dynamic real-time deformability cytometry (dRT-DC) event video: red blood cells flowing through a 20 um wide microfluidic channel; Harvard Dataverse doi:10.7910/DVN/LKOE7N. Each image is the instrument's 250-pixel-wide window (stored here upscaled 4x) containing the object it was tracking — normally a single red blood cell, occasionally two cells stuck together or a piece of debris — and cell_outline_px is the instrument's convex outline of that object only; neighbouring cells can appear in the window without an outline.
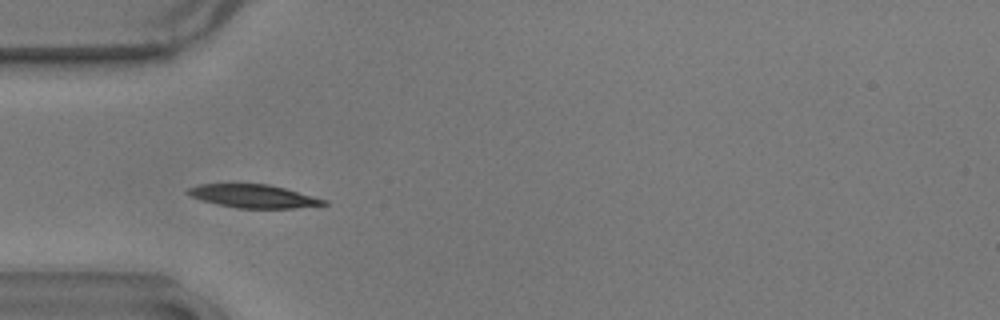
{"species": "common noctule bat (a hibernating species)", "species_latin": "Nyctalus noctula", "temperature_condition": "warm", "stored_images_in_passage": 52, "camera_frame_rate_fps": 3000, "um_per_image_px": 0.085, "animal": {"sex": "male", "body_mass_g": 17.9}, "frame": {"image": 1, "passage_image": 13, "time_ms": 4.0, "image_size_px": [1000, 320], "cell_outline_px": [[328, 204], [296, 208], [236, 208], [200, 200], [188, 196], [184, 192], [188, 188], [200, 184], [268, 184], [284, 188], [328, 200]], "centroid_in_image_um": [21.51, 16.68], "position_along_channel_um": 63.5, "area_um2": 18.44}}
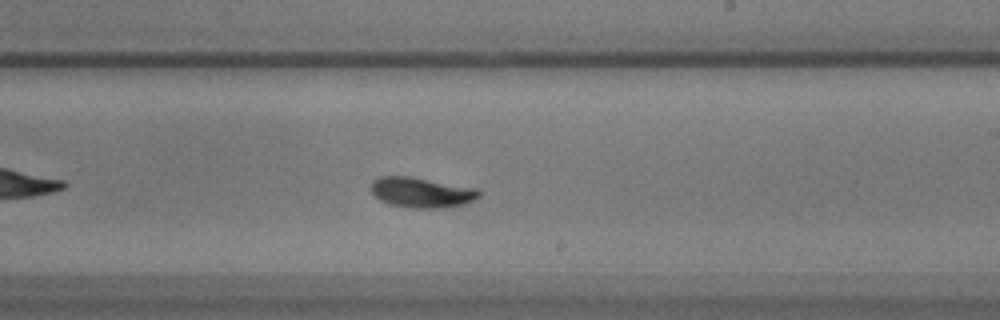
{"frame": {"image": 2, "passage_image": 29, "time_ms": 9.333, "image_size_px": [1000, 320], "cell_outline_px": [[480, 196], [476, 200], [464, 204], [444, 208], [408, 208], [388, 204], [380, 200], [372, 192], [372, 180], [380, 176], [408, 176], [476, 188], [480, 192]], "centroid_in_image_um": [35.83, 16.37], "position_along_channel_um": 253.2, "area_um2": 19.07}}
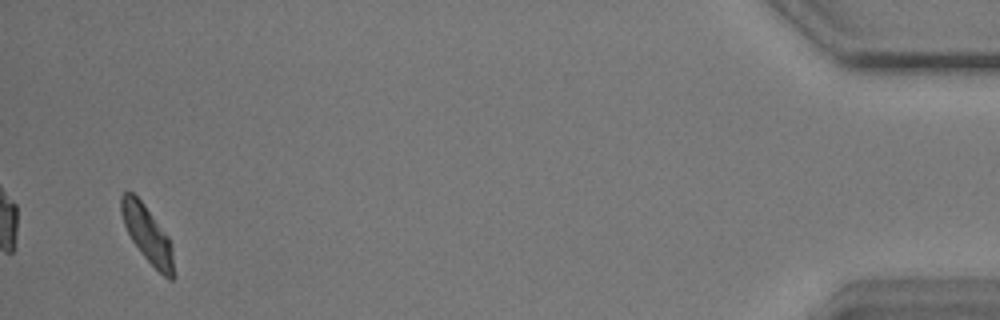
{"frame": {"image": 3, "passage_image": 50, "time_ms": 16.333, "image_size_px": [1000, 320], "cell_outline_px": [[176, 276], [172, 280], [168, 280], [144, 256], [132, 240], [124, 224], [120, 212], [120, 196], [124, 192], [132, 192], [144, 204], [168, 236], [172, 248]], "centroid_in_image_um": [12.55, 19.93], "position_along_channel_um": 422.7, "area_um2": 17.22}, "authors_computed_cell_mechanics": {"area_um2": 18.207, "velocity_mm_per_s": 3.5781, "shape_relaxation_time_tau1_ms": 2.581, "shape_relaxation_time_tau2_ms": 7.0042, "deformation_change_tau1": 0.1365, "deformation_change_tau2": 0.053}}